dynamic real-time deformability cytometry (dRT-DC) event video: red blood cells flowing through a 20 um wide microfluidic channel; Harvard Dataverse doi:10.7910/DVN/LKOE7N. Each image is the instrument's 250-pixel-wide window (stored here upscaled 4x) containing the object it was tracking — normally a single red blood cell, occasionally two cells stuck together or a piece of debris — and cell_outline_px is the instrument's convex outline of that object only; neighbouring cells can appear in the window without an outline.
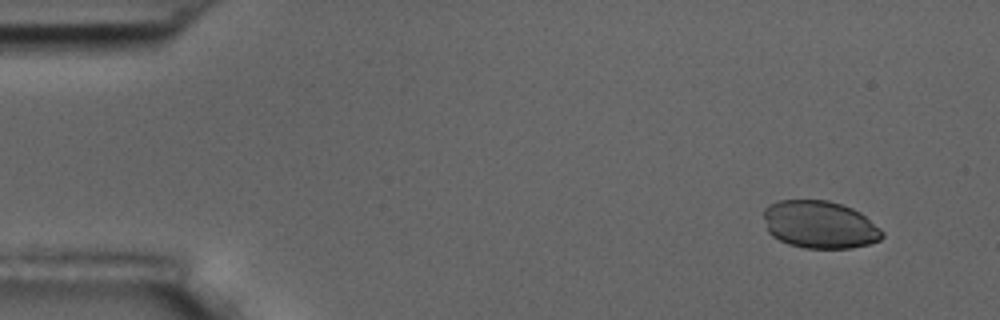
{"species": "common noctule bat (a hibernating species)", "species_latin": "Nyctalus noctula", "temperature_condition": "room temperature", "stored_images_in_passage": 3, "camera_frame_rate_fps": 3000, "um_per_image_px": 0.085, "animal": {"sex": "male", "body_mass_g": 17.5, "forearm_length_mm": 52.3}, "frame": {"image": 1, "passage_image": 1, "time_ms": 0.0, "image_size_px": [1000, 320], "cell_outline_px": [[884, 236], [880, 240], [868, 244], [852, 248], [804, 248], [788, 244], [772, 236], [768, 232], [764, 216], [764, 208], [768, 204], [780, 200], [828, 200], [852, 208], [860, 212], [880, 228], [884, 232]], "centroid_in_image_um": [69.68, 19.09], "position_along_channel_um": 15.3, "area_um2": 32.95}}